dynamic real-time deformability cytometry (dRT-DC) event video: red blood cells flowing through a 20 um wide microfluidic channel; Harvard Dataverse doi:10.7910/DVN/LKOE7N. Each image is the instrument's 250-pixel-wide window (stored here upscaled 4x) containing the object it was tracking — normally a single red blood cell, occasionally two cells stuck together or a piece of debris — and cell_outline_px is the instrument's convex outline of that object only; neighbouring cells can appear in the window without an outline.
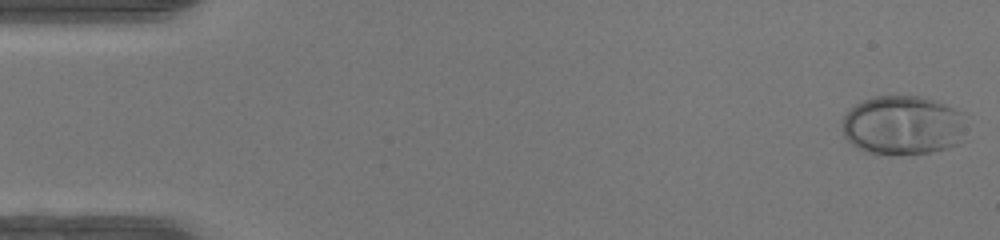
{"species": "human", "species_latin": "Homo sapiens", "temperature_condition": "warm", "stored_images_in_passage": 48, "camera_frame_rate_fps": 3000, "um_per_image_px": 0.085, "donor": {"sex": "female"}, "frame": {"image": 1, "passage_image": 1, "time_ms": 0.0, "image_size_px": [1000, 240], "cell_outline_px": [[964, 112], [960, 144], [948, 148], [928, 152], [868, 152], [856, 148], [844, 136], [844, 116], [856, 104], [872, 96], [920, 96], [936, 100]], "centroid_in_image_um": [76.76, 10.61], "position_along_channel_um": 8.2, "area_um2": 42.08}}
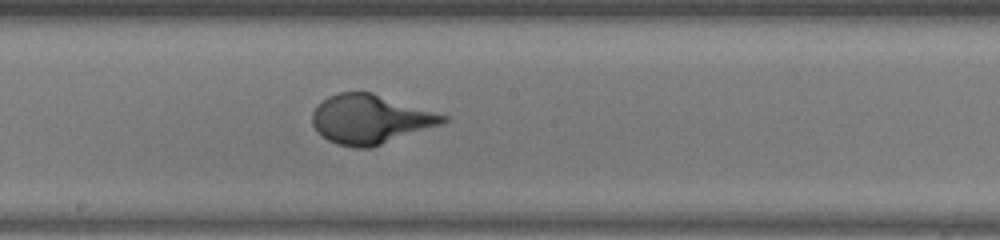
{"frame": {"image": 2, "passage_image": 26, "time_ms": 8.333, "image_size_px": [1000, 240], "cell_outline_px": [[448, 120], [440, 124], [372, 148], [356, 148], [336, 144], [328, 140], [312, 124], [312, 112], [316, 104], [328, 96], [340, 92], [372, 92], [448, 116]], "centroid_in_image_um": [31.44, 10.13], "position_along_channel_um": 216.8, "area_um2": 37.22}}
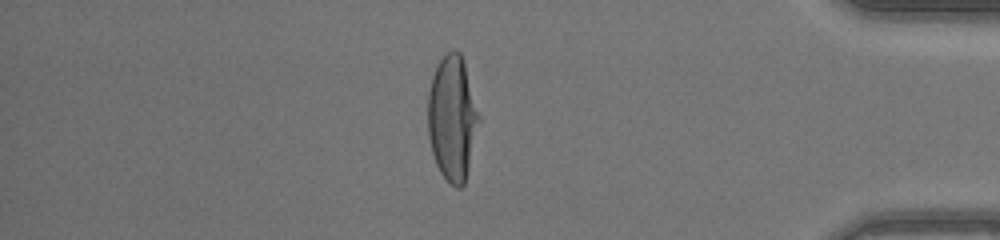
{"frame": {"image": 3, "passage_image": 41, "time_ms": 13.333, "image_size_px": [1000, 240], "cell_outline_px": [[480, 120], [464, 184], [460, 188], [456, 188], [440, 172], [436, 164], [432, 152], [428, 136], [428, 92], [432, 76], [436, 64], [448, 52], [460, 52], [464, 64], [480, 116]], "centroid_in_image_um": [38.43, 10.05], "position_along_channel_um": 396.8, "area_um2": 36.7}}